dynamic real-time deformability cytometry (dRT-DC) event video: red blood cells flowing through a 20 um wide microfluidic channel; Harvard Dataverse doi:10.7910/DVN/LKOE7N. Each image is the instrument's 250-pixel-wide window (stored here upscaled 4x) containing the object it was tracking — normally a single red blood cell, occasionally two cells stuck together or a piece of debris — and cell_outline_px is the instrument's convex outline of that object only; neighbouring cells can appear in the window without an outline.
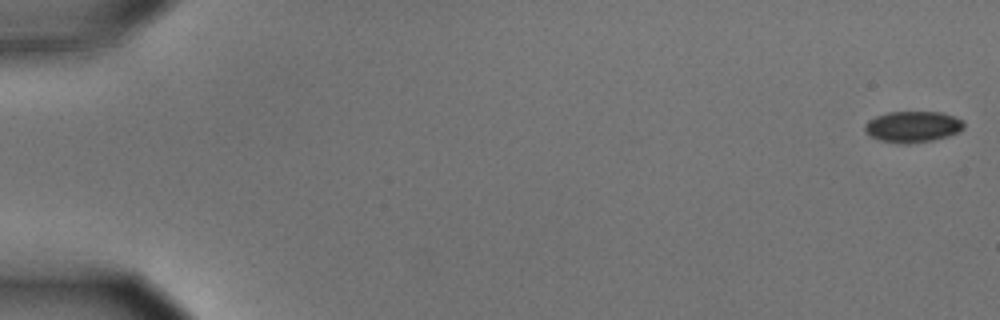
{"species": "common noctule bat (a hibernating species)", "species_latin": "Nyctalus noctula", "temperature_condition": "cold", "stored_images_in_passage": 10, "camera_frame_rate_fps": 3000, "um_per_image_px": 0.085, "animal": {"sex": "male", "body_mass_g": 15.6}, "frame": {"image": 1, "passage_image": 1, "time_ms": 0.0, "image_size_px": [1000, 320], "cell_outline_px": [[964, 128], [960, 132], [948, 136], [932, 140], [908, 144], [880, 140], [864, 132], [864, 124], [868, 120], [876, 116], [888, 112], [940, 112], [956, 116], [964, 120]], "centroid_in_image_um": [77.61, 10.76], "position_along_channel_um": 7.4, "area_um2": 18.09}}
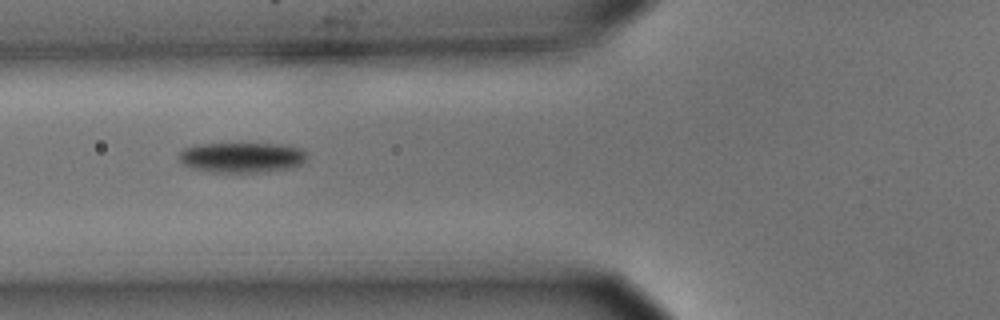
{"frame": {"image": 2, "passage_image": 7, "time_ms": 2.0, "image_size_px": [1000, 320], "cell_outline_px": [[308, 156], [300, 164], [292, 168], [268, 172], [212, 172], [192, 168], [180, 164], [180, 152], [184, 148], [196, 144], [280, 144], [300, 148], [308, 152]], "centroid_in_image_um": [20.57, 13.39], "position_along_channel_um": 105.2, "area_um2": 22.72}}
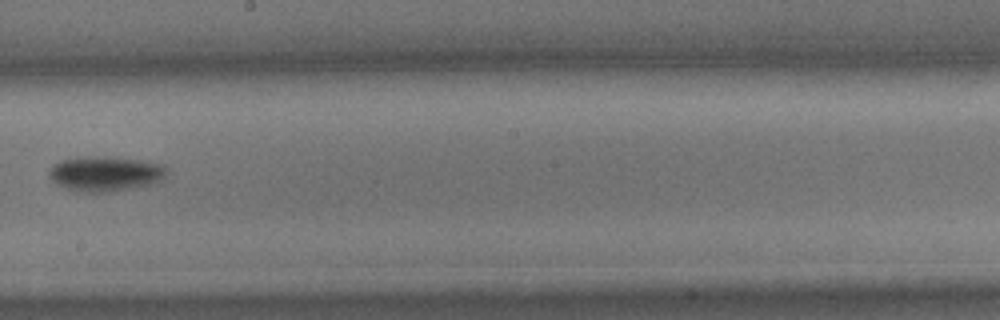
{"frame": {"image": 3, "passage_image": 10, "time_ms": 3.0, "image_size_px": [1000, 320], "cell_outline_px": [[168, 172], [160, 180], [148, 184], [128, 188], [104, 192], [76, 192], [56, 184], [48, 176], [48, 172], [60, 160], [76, 156], [112, 156], [140, 160], [164, 164]], "centroid_in_image_um": [8.91, 14.74], "position_along_channel_um": 239.3, "area_um2": 24.04}}